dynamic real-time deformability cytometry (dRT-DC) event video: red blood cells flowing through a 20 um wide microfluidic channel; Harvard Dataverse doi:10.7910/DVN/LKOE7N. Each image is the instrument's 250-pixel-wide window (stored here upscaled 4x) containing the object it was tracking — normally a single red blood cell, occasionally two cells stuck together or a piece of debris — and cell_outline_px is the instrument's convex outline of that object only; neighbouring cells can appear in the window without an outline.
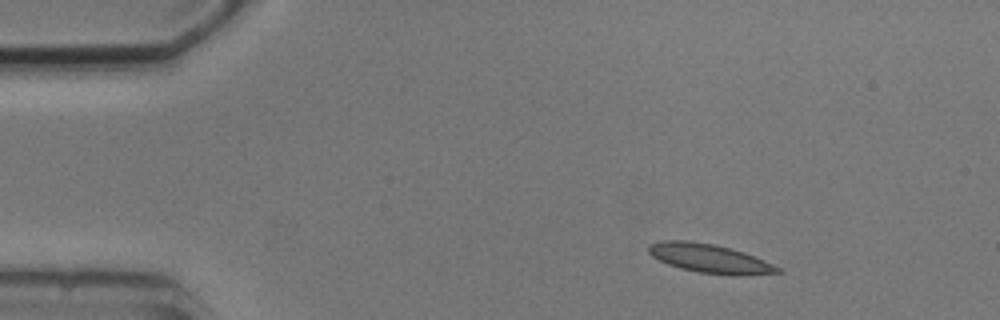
{"species": "common noctule bat (a hibernating species)", "species_latin": "Nyctalus noctula", "temperature_condition": "cold", "stored_images_in_passage": 5, "camera_frame_rate_fps": 3000, "um_per_image_px": 0.085, "animal": {"sex": "male", "body_mass_g": 20.5, "forearm_length_mm": 52.5}, "frame": {"image": 1, "passage_image": 2, "time_ms": 1.333, "image_size_px": [1000, 320], "cell_outline_px": [[784, 272], [740, 276], [736, 276], [696, 272], [680, 268], [668, 264], [652, 256], [648, 252], [648, 244], [660, 240], [688, 240], [712, 244], [732, 248], [744, 252], [784, 268]], "centroid_in_image_um": [60.36, 21.97], "position_along_channel_um": 24.6, "area_um2": 22.08}}
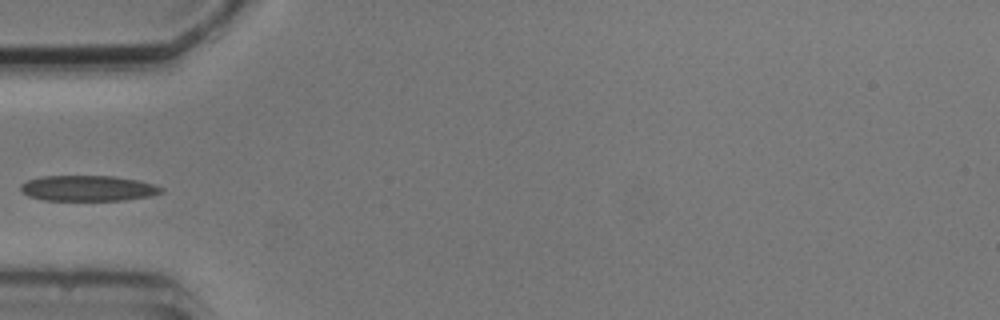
{"frame": {"image": 2, "passage_image": 4, "time_ms": 4.667, "image_size_px": [1000, 320], "cell_outline_px": [[164, 192], [152, 196], [124, 200], [44, 200], [28, 196], [20, 188], [20, 184], [28, 180], [40, 176], [112, 176], [136, 180], [152, 184], [164, 188]], "centroid_in_image_um": [7.49, 16.0], "position_along_channel_um": 77.5, "area_um2": 20.92}}
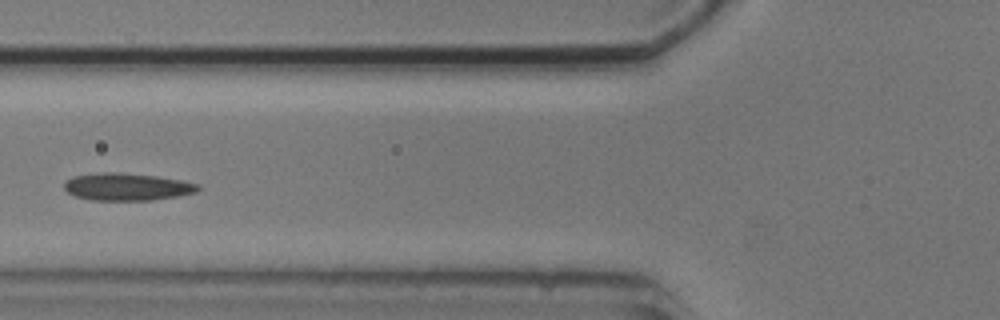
{"frame": {"image": 3, "passage_image": 5, "time_ms": 5.667, "image_size_px": [1000, 320], "cell_outline_px": [[200, 188], [196, 192], [180, 196], [152, 200], [92, 200], [76, 196], [68, 192], [64, 188], [64, 180], [72, 176], [104, 172], [116, 172], [156, 176], [180, 180], [200, 184]], "centroid_in_image_um": [10.79, 15.88], "position_along_channel_um": 115.0, "area_um2": 21.39}}